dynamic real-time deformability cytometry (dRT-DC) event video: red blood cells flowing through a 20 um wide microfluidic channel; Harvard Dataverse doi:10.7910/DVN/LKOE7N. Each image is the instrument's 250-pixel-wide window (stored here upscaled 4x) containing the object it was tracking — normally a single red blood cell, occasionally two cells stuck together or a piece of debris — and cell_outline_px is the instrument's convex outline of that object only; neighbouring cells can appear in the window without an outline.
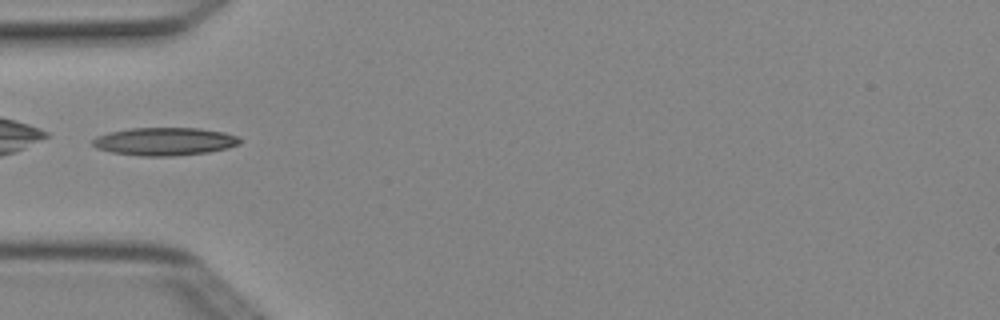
{"species": "Egyptian fruit bat (a non-hibernating species)", "species_latin": "Rousettus aegyptiacus", "temperature_condition": "cold", "stored_images_in_passage": 1, "camera_frame_rate_fps": 3000, "um_per_image_px": 0.085, "animal": {"sex": "female"}, "frame": {"image": 1, "passage_image": 1, "time_ms": 0.0, "image_size_px": [1000, 320], "cell_outline_px": [[240, 144], [228, 148], [208, 152], [172, 156], [140, 156], [112, 152], [96, 148], [92, 144], [92, 140], [96, 136], [108, 132], [132, 128], [200, 128], [224, 132], [236, 136], [240, 140]], "centroid_in_image_um": [13.97, 12.02], "position_along_channel_um": 71.0, "area_um2": 23.99}}